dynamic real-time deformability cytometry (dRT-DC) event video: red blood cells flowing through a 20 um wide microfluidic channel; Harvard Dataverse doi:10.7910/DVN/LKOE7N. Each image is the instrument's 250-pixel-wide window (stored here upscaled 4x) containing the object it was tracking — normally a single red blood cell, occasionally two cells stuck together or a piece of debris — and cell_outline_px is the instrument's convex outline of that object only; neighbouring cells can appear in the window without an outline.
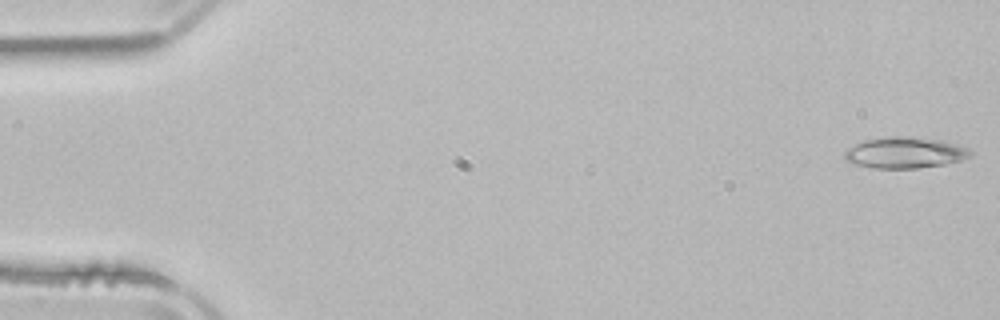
{"species": "common noctule bat (a hibernating species)", "species_latin": "Nyctalus noctula", "temperature_condition": "room temperature", "stored_images_in_passage": 4, "camera_frame_rate_fps": 3000, "um_per_image_px": 0.085, "animal": {"sex": "male", "body_mass_g": 21.5, "forearm_length_mm": 52.0}, "frame": {"image": 1, "passage_image": 1, "time_ms": 0.0, "image_size_px": [1000, 320], "cell_outline_px": [[972, 156], [960, 160], [944, 164], [916, 168], [872, 168], [856, 164], [844, 160], [844, 148], [864, 140], [888, 136], [904, 136], [944, 140], [968, 148], [972, 152]], "centroid_in_image_um": [76.88, 12.97], "position_along_channel_um": 8.1, "area_um2": 23.0}}
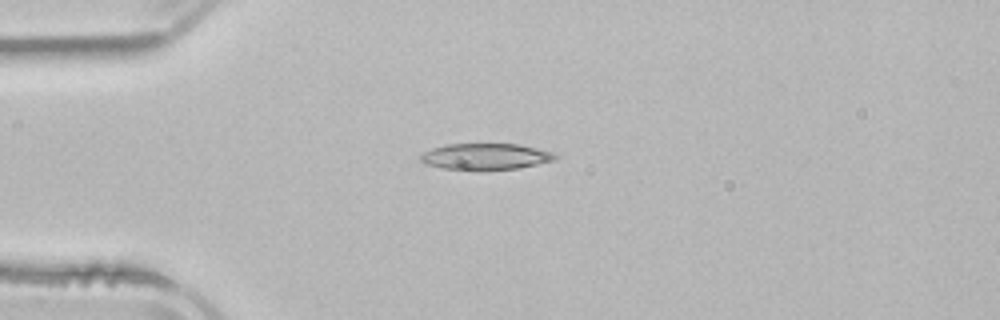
{"frame": {"image": 2, "passage_image": 3, "time_ms": 4.0, "image_size_px": [1000, 320], "cell_outline_px": [[560, 156], [556, 160], [520, 168], [440, 168], [424, 164], [420, 160], [420, 156], [424, 152], [432, 148], [444, 144], [520, 144], [552, 152]], "centroid_in_image_um": [41.29, 13.28], "position_along_channel_um": 43.7, "area_um2": 20.23}}
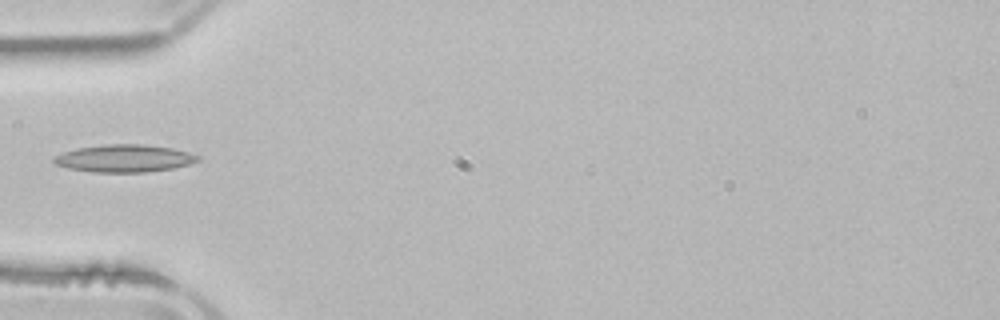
{"frame": {"image": 3, "passage_image": 4, "time_ms": 5.333, "image_size_px": [1000, 320], "cell_outline_px": [[200, 160], [188, 164], [172, 168], [144, 172], [92, 172], [68, 168], [56, 164], [52, 160], [56, 156], [64, 152], [76, 148], [104, 144], [140, 144], [172, 148], [188, 152], [200, 156]], "centroid_in_image_um": [10.56, 13.46], "position_along_channel_um": 74.4, "area_um2": 22.89}}